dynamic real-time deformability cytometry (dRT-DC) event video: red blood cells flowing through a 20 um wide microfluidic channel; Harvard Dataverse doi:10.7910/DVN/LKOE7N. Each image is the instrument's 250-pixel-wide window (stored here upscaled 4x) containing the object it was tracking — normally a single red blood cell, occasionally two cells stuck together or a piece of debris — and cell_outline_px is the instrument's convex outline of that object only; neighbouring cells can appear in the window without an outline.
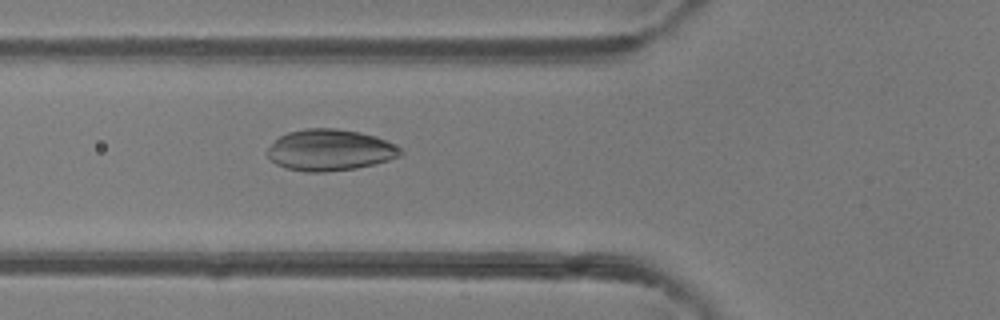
{"species": "common noctule bat (a hibernating species)", "species_latin": "Nyctalus noctula", "temperature_condition": "room temperature", "stored_images_in_passage": 49, "camera_frame_rate_fps": 3000, "um_per_image_px": 0.085, "animal": {"sex": "female"}, "frame": {"image": 1, "passage_image": 18, "time_ms": 5.667, "image_size_px": [1000, 320], "cell_outline_px": [[404, 152], [400, 156], [388, 160], [356, 168], [324, 172], [304, 172], [288, 168], [276, 164], [264, 152], [280, 136], [288, 132], [308, 128], [336, 128], [360, 132], [376, 136], [400, 148]], "centroid_in_image_um": [28.03, 12.75], "position_along_channel_um": 97.8, "area_um2": 31.91}}
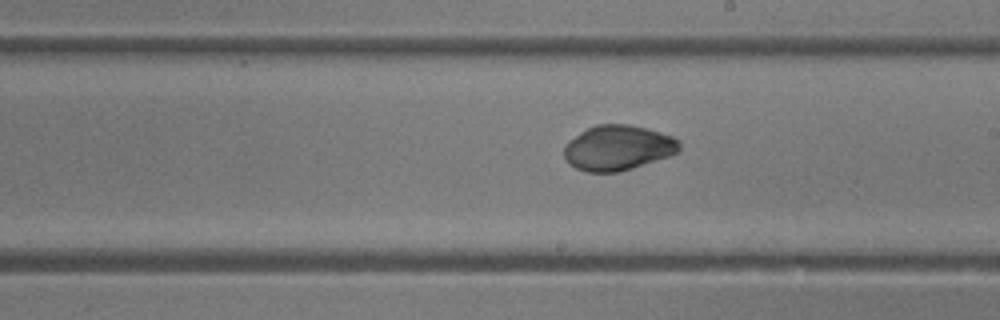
{"frame": {"image": 2, "passage_image": 28, "time_ms": 9.0, "image_size_px": [1000, 320], "cell_outline_px": [[680, 152], [620, 172], [588, 172], [576, 168], [568, 164], [564, 156], [564, 144], [568, 140], [580, 132], [596, 124], [628, 124], [648, 128], [672, 136], [680, 140]], "centroid_in_image_um": [52.51, 12.56], "position_along_channel_um": 236.5, "area_um2": 30.52}}
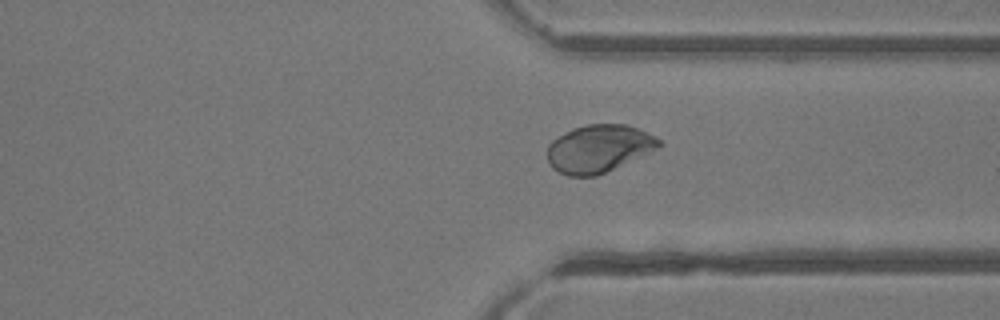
{"frame": {"image": 3, "passage_image": 37, "time_ms": 12.0, "image_size_px": [1000, 320], "cell_outline_px": [[664, 144], [640, 156], [596, 176], [568, 176], [552, 168], [548, 160], [548, 144], [552, 140], [572, 128], [588, 124], [624, 124], [640, 128], [660, 140]], "centroid_in_image_um": [50.87, 12.62], "position_along_channel_um": 360.5, "area_um2": 30.69}}